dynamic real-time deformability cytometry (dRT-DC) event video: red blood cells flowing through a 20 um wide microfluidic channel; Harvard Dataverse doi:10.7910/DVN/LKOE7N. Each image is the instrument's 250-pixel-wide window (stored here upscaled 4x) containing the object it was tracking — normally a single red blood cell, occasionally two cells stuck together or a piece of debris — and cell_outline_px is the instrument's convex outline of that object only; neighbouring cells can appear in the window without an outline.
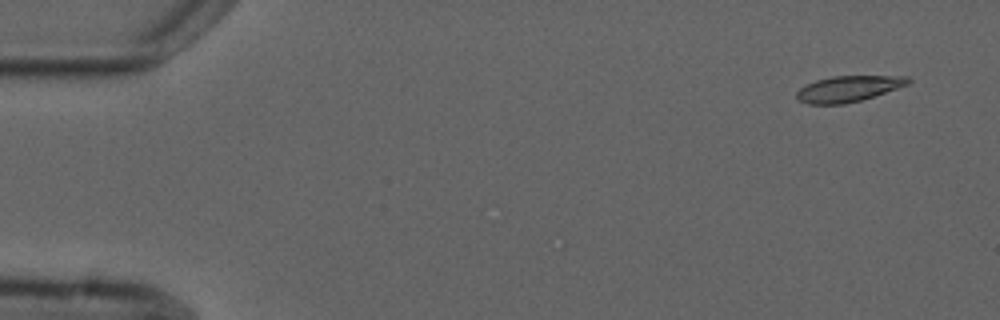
{"species": "common noctule bat (a hibernating species)", "species_latin": "Nyctalus noctula", "temperature_condition": "cold", "stored_images_in_passage": 7, "camera_frame_rate_fps": 3000, "um_per_image_px": 0.085, "animal": {"sex": "male", "forearm_length_mm": 52.5}, "frame": {"image": 1, "passage_image": 1, "time_ms": 0.0, "image_size_px": [1000, 320], "cell_outline_px": [[912, 80], [908, 84], [860, 100], [844, 104], [808, 104], [800, 100], [796, 96], [796, 92], [800, 88], [816, 80], [832, 76], [908, 76]], "centroid_in_image_um": [72.09, 7.54], "position_along_channel_um": 12.9, "area_um2": 16.53}}
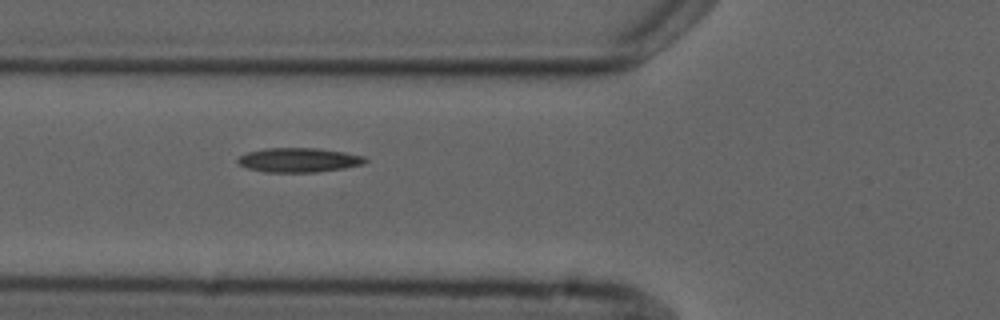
{"frame": {"image": 2, "passage_image": 6, "time_ms": 5.667, "image_size_px": [1000, 320], "cell_outline_px": [[368, 160], [364, 164], [344, 168], [316, 172], [264, 172], [248, 168], [240, 164], [236, 160], [240, 156], [248, 152], [264, 148], [316, 148], [344, 152], [364, 156]], "centroid_in_image_um": [25.41, 13.6], "position_along_channel_um": 100.4, "area_um2": 18.03}}
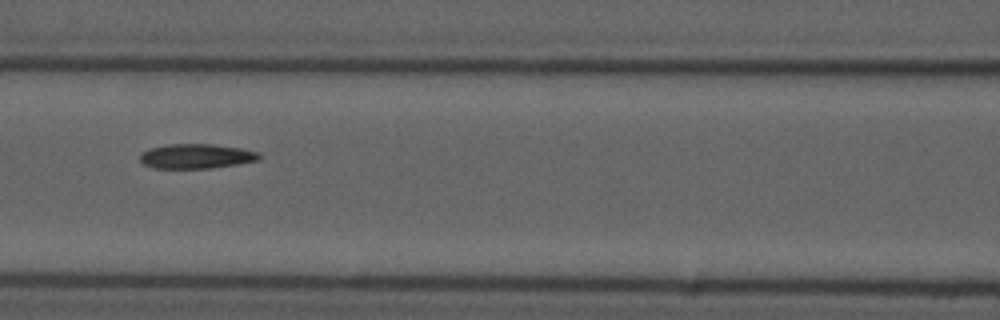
{"frame": {"image": 3, "passage_image": 7, "time_ms": 7.0, "image_size_px": [1000, 320], "cell_outline_px": [[264, 156], [260, 160], [240, 164], [212, 168], [152, 168], [144, 164], [140, 160], [140, 156], [144, 152], [152, 148], [172, 144], [212, 144], [240, 148], [260, 152]], "centroid_in_image_um": [16.79, 13.29], "position_along_channel_um": 149.8, "area_um2": 17.17}}